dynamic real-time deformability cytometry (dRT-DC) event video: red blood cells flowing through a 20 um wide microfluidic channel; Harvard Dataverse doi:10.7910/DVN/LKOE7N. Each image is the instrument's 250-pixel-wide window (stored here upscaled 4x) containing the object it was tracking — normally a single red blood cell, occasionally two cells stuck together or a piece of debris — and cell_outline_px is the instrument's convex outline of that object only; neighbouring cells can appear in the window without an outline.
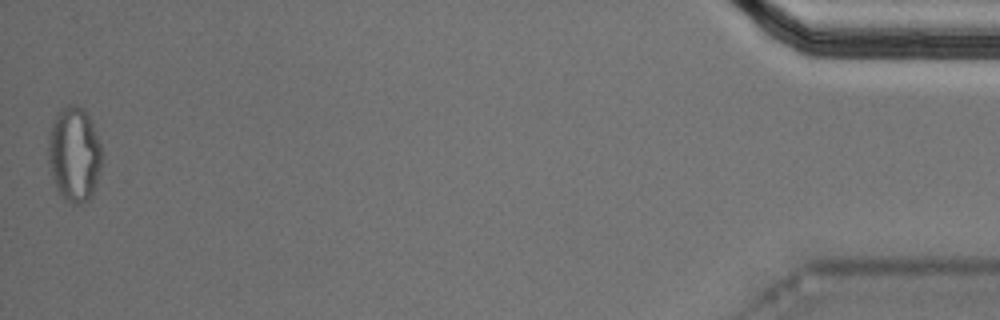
{"species": "Egyptian fruit bat (a non-hibernating species)", "species_latin": "Rousettus aegyptiacus", "temperature_condition": "cold", "stored_images_in_passage": 56, "segment_of_instrument_passage": [2, 2], "camera_frame_rate_fps": 3000, "um_per_image_px": 0.085, "animal": {"sex": "male"}, "frame": {"image": 1, "passage_image": 56, "time_ms": 18.333, "image_size_px": [1000, 320], "cell_outline_px": [[100, 172], [96, 188], [92, 196], [88, 200], [80, 204], [72, 204], [64, 200], [56, 188], [48, 164], [48, 144], [52, 124], [56, 116], [68, 104], [76, 104], [84, 108], [92, 120], [100, 144]], "centroid_in_image_um": [6.32, 13.14], "position_along_channel_um": 428.9, "area_um2": 29.77}}